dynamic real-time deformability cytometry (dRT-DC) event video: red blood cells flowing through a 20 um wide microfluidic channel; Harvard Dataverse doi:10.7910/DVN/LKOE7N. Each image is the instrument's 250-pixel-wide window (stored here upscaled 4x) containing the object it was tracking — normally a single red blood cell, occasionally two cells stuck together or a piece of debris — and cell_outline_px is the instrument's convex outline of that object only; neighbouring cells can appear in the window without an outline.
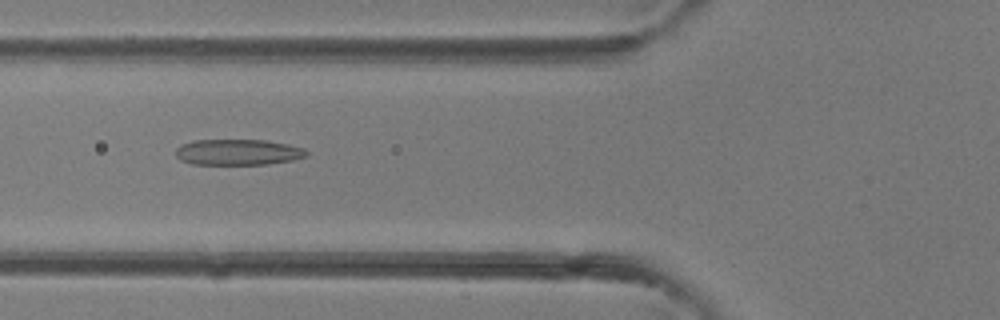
{"species": "common noctule bat (a hibernating species)", "species_latin": "Nyctalus noctula", "temperature_condition": "room temperature", "stored_images_in_passage": 40, "camera_frame_rate_fps": 3000, "um_per_image_px": 0.085, "animal": {"sex": "female"}, "frame": {"image": 1, "passage_image": 15, "time_ms": 4.667, "image_size_px": [1000, 320], "cell_outline_px": [[308, 156], [292, 160], [268, 164], [192, 164], [180, 160], [176, 156], [176, 148], [180, 144], [192, 140], [268, 140], [288, 144], [304, 148], [308, 152]], "centroid_in_image_um": [20.22, 12.93], "position_along_channel_um": 105.6, "area_um2": 19.88}}
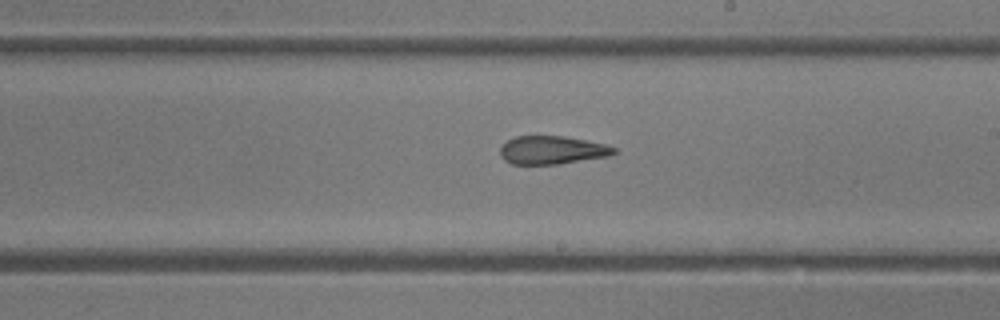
{"frame": {"image": 2, "passage_image": 23, "time_ms": 7.333, "image_size_px": [1000, 320], "cell_outline_px": [[616, 152], [608, 156], [560, 164], [512, 164], [504, 160], [500, 156], [500, 148], [508, 140], [516, 136], [564, 136], [604, 144], [616, 148]], "centroid_in_image_um": [46.9, 12.76], "position_along_channel_um": 242.1, "area_um2": 18.61}}
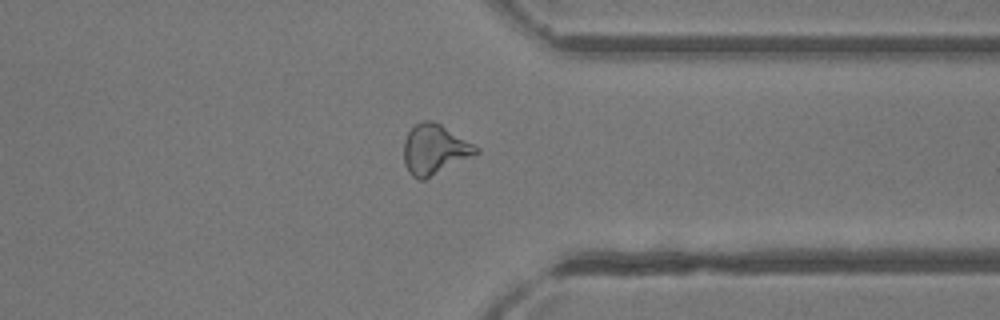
{"frame": {"image": 3, "passage_image": 31, "time_ms": 10.0, "image_size_px": [1000, 320], "cell_outline_px": [[480, 152], [424, 180], [416, 180], [408, 172], [404, 164], [404, 140], [408, 132], [420, 120], [432, 120], [440, 124], [480, 148]], "centroid_in_image_um": [36.91, 12.71], "position_along_channel_um": 374.5, "area_um2": 20.98}}